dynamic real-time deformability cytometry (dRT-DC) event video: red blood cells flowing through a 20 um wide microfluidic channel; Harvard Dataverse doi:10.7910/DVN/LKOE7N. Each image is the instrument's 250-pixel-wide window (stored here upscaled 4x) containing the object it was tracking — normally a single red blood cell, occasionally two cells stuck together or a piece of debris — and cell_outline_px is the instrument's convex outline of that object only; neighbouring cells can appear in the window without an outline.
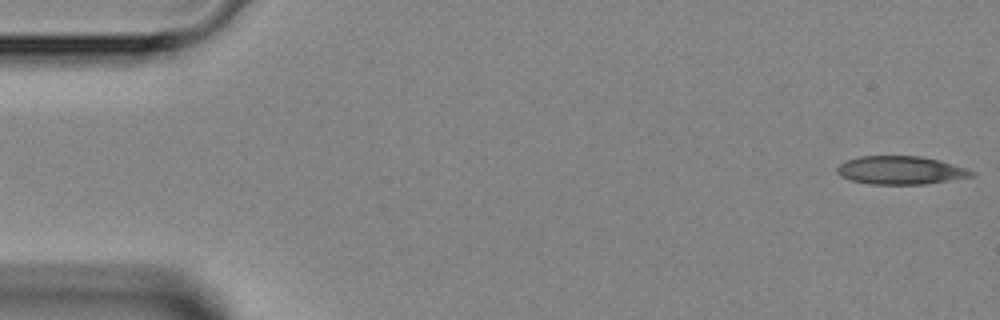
{"species": "Egyptian fruit bat (a non-hibernating species)", "species_latin": "Rousettus aegyptiacus", "temperature_condition": "room temperature", "stored_images_in_passage": 44, "camera_frame_rate_fps": 3000, "um_per_image_px": 0.085, "animal": {"sex": "female"}, "frame": {"image": 1, "passage_image": 1, "time_ms": 0.0, "image_size_px": [1000, 320], "cell_outline_px": [[976, 172], [972, 176], [924, 184], [868, 184], [852, 180], [840, 176], [836, 172], [836, 168], [840, 164], [848, 160], [860, 156], [920, 156], [952, 164]], "centroid_in_image_um": [76.5, 14.47], "position_along_channel_um": 8.5, "area_um2": 21.79}}
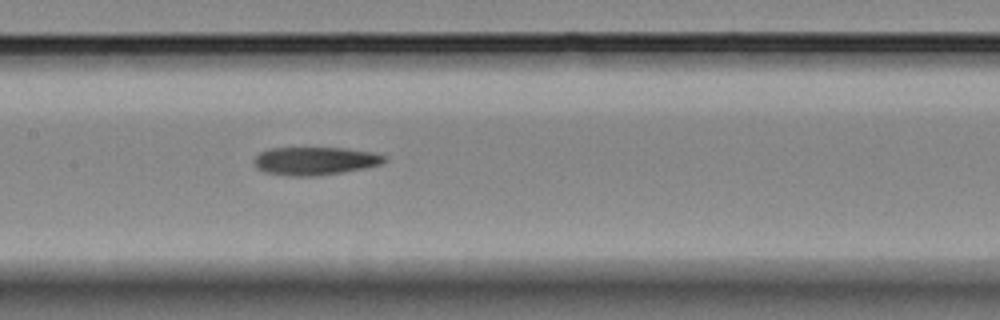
{"frame": {"image": 2, "passage_image": 22, "time_ms": 7.0, "image_size_px": [1000, 320], "cell_outline_px": [[388, 160], [380, 164], [364, 168], [316, 176], [288, 176], [264, 172], [256, 168], [256, 156], [260, 152], [268, 148], [344, 148], [372, 152], [388, 156]], "centroid_in_image_um": [26.79, 13.67], "position_along_channel_um": 180.6, "area_um2": 21.27}}
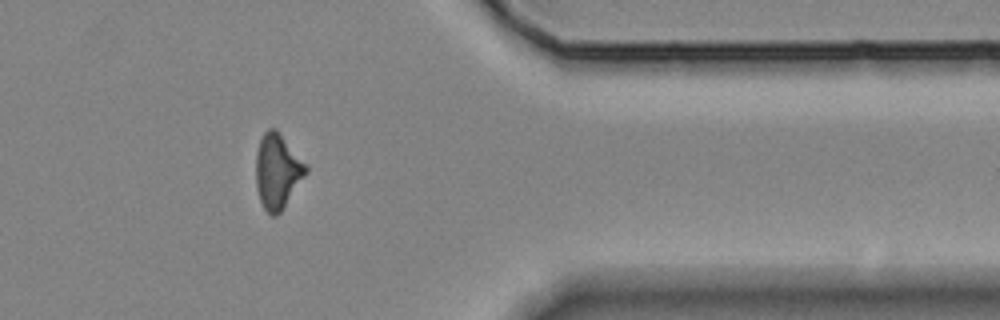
{"frame": {"image": 3, "passage_image": 38, "time_ms": 12.333, "image_size_px": [1000, 320], "cell_outline_px": [[308, 172], [280, 212], [276, 216], [272, 216], [264, 208], [260, 200], [256, 188], [256, 152], [260, 140], [264, 132], [268, 128], [276, 128], [308, 164]], "centroid_in_image_um": [23.6, 14.52], "position_along_channel_um": 387.8, "area_um2": 21.96}}